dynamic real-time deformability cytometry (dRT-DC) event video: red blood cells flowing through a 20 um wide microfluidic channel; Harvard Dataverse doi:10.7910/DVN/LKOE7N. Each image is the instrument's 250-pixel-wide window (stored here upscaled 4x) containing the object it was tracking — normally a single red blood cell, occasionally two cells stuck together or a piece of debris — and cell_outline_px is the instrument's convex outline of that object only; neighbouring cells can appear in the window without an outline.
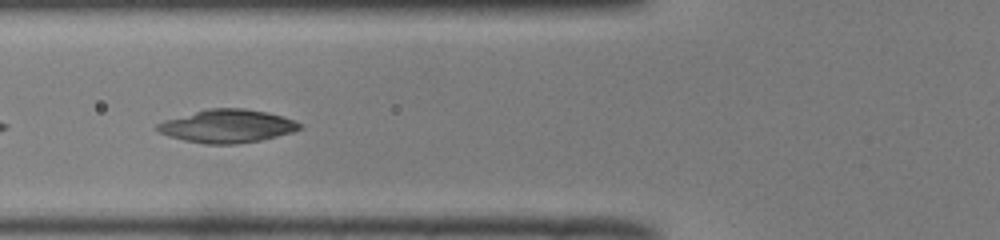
{"species": "common noctule bat (a hibernating species)", "species_latin": "Nyctalus noctula", "temperature_condition": "room temperature", "stored_images_in_passage": 15, "camera_frame_rate_fps": 3000, "um_per_image_px": 0.085, "animal": {"sex": "male", "body_mass_g": 19.0, "forearm_length_mm": 50.8}, "frame": {"image": 1, "passage_image": 5, "time_ms": 1.333, "image_size_px": [1000, 240], "cell_outline_px": [[304, 128], [292, 132], [260, 140], [236, 144], [204, 144], [184, 140], [160, 132], [156, 128], [156, 124], [164, 120], [208, 108], [244, 108], [268, 112], [284, 116], [304, 124]], "centroid_in_image_um": [19.37, 10.71], "position_along_channel_um": 106.4, "area_um2": 27.51}}
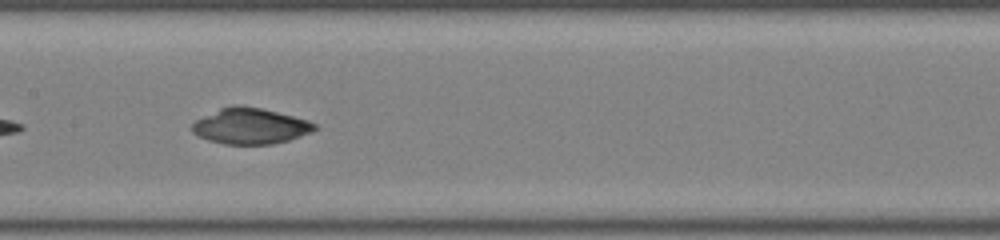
{"frame": {"image": 2, "passage_image": 11, "time_ms": 3.333, "image_size_px": [1000, 240], "cell_outline_px": [[316, 128], [312, 132], [288, 140], [272, 144], [224, 144], [208, 140], [196, 136], [192, 132], [192, 124], [196, 120], [220, 108], [232, 104], [236, 104], [260, 108], [308, 120], [316, 124]], "centroid_in_image_um": [21.24, 10.72], "position_along_channel_um": 186.2, "area_um2": 25.49}}